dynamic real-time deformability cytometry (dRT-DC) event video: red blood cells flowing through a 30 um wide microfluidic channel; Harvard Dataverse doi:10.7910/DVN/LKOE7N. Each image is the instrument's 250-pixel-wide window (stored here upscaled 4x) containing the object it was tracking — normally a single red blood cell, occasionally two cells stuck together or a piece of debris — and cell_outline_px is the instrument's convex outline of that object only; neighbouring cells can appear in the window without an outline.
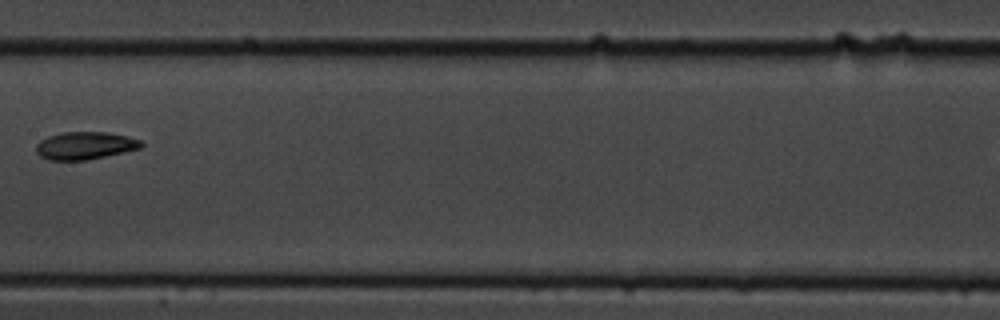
{"species": "common noctule bat (a hibernating species)", "species_latin": "Nyctalus noctula", "temperature_condition": "cold", "stored_images_in_passage": 10, "segment_of_instrument_passage": [1, 2], "camera_frame_rate_fps": 3000, "um_per_image_px": 0.085, "animal": {"sex": "male", "body_mass_g": 19.5, "forearm_length_mm": 54.6}, "frame": {"image": 1, "passage_image": 9, "time_ms": 9.333, "image_size_px": [1000, 320], "cell_outline_px": [[144, 144], [140, 148], [124, 152], [88, 160], [48, 160], [40, 156], [36, 152], [36, 144], [40, 140], [48, 136], [60, 132], [108, 132], [128, 136], [140, 140]], "centroid_in_image_um": [7.21, 12.37], "position_along_channel_um": 200.2, "area_um2": 17.05}}